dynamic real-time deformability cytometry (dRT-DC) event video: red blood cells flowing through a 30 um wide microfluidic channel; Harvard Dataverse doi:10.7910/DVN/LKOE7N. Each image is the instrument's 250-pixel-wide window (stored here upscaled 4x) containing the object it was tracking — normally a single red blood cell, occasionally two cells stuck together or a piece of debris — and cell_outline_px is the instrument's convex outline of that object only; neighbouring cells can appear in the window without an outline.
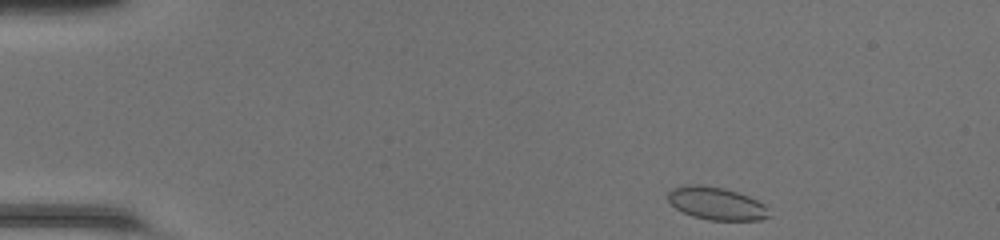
{"species": "common noctule bat (a hibernating species)", "species_latin": "Nyctalus noctula", "temperature_condition": "room temperature", "stored_images_in_passage": 43, "camera_frame_rate_fps": 3000, "um_per_image_px": 0.085, "animal": {"sex": "female", "body_mass_g": 20.0, "forearm_length_mm": 54.0}, "frame": {"image": 1, "passage_image": 1, "time_ms": 0.0, "image_size_px": [1000, 240], "cell_outline_px": [[768, 216], [760, 220], [708, 220], [692, 216], [676, 208], [668, 200], [668, 192], [672, 188], [688, 184], [700, 184], [724, 188], [748, 196], [764, 204], [768, 208]], "centroid_in_image_um": [60.87, 17.29], "position_along_channel_um": 24.1, "area_um2": 19.19}}
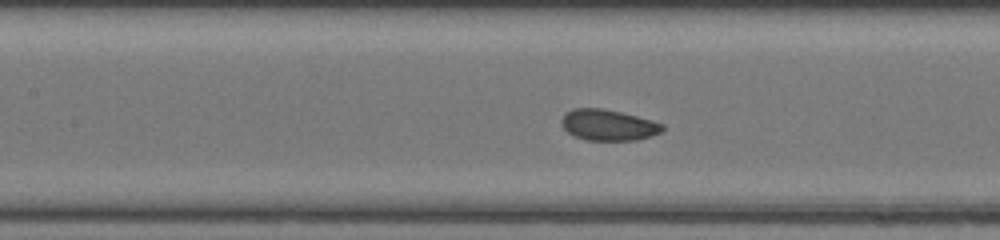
{"frame": {"image": 2, "passage_image": 17, "time_ms": 5.333, "image_size_px": [1000, 240], "cell_outline_px": [[664, 128], [660, 132], [652, 136], [636, 140], [584, 140], [568, 132], [560, 124], [560, 120], [564, 112], [572, 108], [604, 108], [652, 120], [664, 124]], "centroid_in_image_um": [51.67, 10.62], "position_along_channel_um": 155.7, "area_um2": 18.38}}
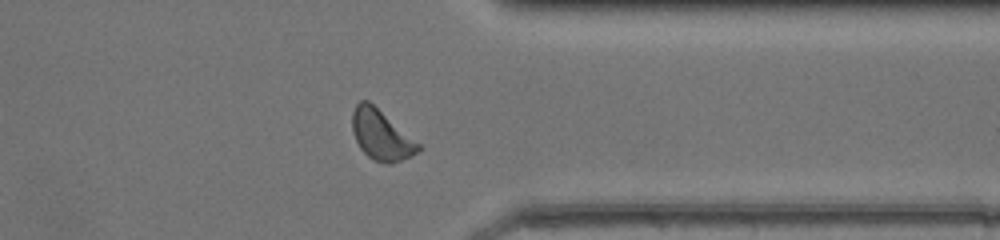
{"frame": {"image": 3, "passage_image": 33, "time_ms": 10.667, "image_size_px": [1000, 240], "cell_outline_px": [[420, 148], [412, 156], [388, 164], [372, 160], [360, 148], [352, 132], [352, 112], [356, 104], [360, 100], [368, 100], [420, 144]], "centroid_in_image_um": [32.36, 11.47], "position_along_channel_um": 379.0, "area_um2": 19.02}, "authors_computed_cell_mechanics": {"area_um2": 18.5538, "velocity_mm_per_s": 4.2739, "shape_relaxation_time_tau1_ms": 1.8239, "shape_relaxation_time_tau2_ms": 1.2211, "deformation_change_tau1": 0.0611, "deformation_change_tau2": 0.0496}}